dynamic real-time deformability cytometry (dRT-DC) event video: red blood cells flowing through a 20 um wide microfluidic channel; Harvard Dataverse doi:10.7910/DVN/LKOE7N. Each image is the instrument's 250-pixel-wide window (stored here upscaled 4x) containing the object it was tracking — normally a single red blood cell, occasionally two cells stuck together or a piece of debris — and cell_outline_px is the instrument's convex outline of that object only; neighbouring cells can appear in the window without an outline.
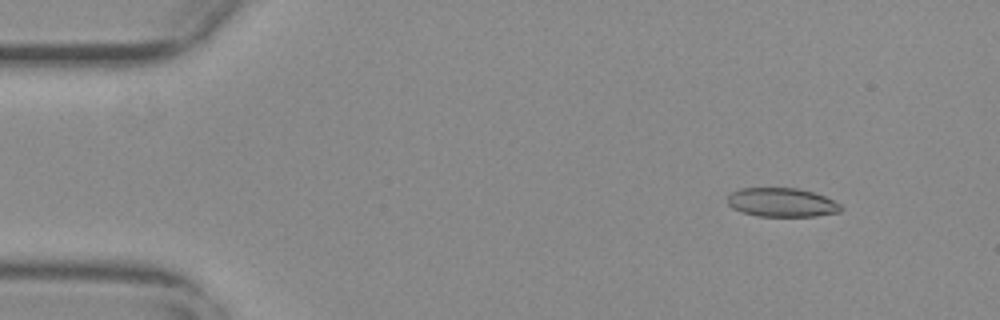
{"species": "common noctule bat (a hibernating species)", "species_latin": "Nyctalus noctula", "temperature_condition": "warm", "stored_images_in_passage": 55, "camera_frame_rate_fps": 3000, "um_per_image_px": 0.085, "animal": {"sex": "female", "body_mass_g": 29.2, "forearm_length_mm": 56.3}, "frame": {"image": 1, "passage_image": 6, "time_ms": 1.667, "image_size_px": [1000, 320], "cell_outline_px": [[840, 212], [816, 216], [756, 216], [740, 212], [732, 208], [728, 204], [728, 196], [732, 192], [740, 188], [796, 188], [812, 192], [824, 196], [840, 204]], "centroid_in_image_um": [66.41, 17.21], "position_along_channel_um": 18.6, "area_um2": 19.02}}
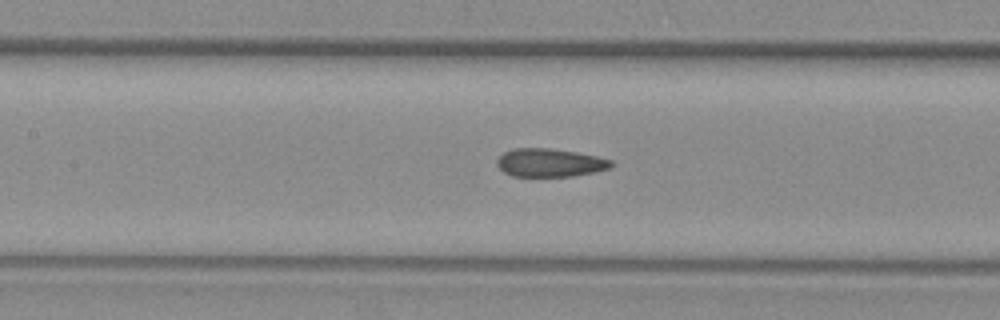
{"frame": {"image": 2, "passage_image": 25, "time_ms": 8.0, "image_size_px": [1000, 320], "cell_outline_px": [[612, 168], [596, 172], [572, 176], [512, 176], [504, 172], [496, 164], [496, 160], [504, 152], [512, 148], [552, 148], [576, 152], [596, 156], [612, 160]], "centroid_in_image_um": [46.74, 13.82], "position_along_channel_um": 160.7, "area_um2": 18.9}}
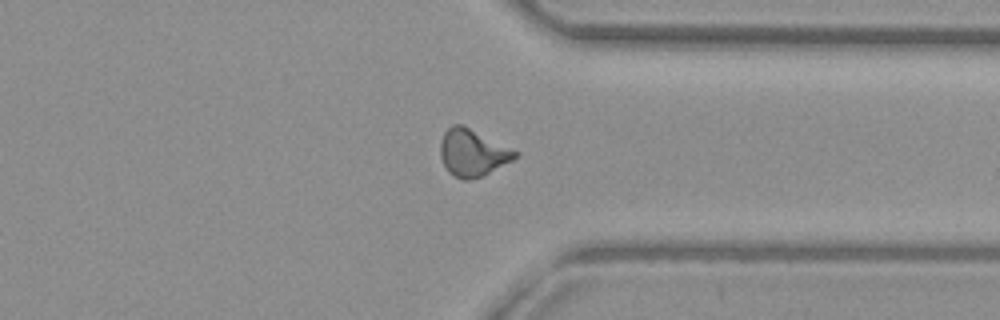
{"frame": {"image": 3, "passage_image": 42, "time_ms": 13.667, "image_size_px": [1000, 320], "cell_outline_px": [[520, 152], [512, 160], [484, 176], [468, 180], [464, 180], [452, 176], [448, 172], [440, 156], [440, 144], [444, 132], [452, 124], [464, 124]], "centroid_in_image_um": [40.16, 12.98], "position_along_channel_um": 371.2, "area_um2": 20.75}, "authors_computed_cell_mechanics": {"area_um2": 19.7098, "velocity_mm_per_s": 3.7612, "shape_relaxation_time_tau1_ms": null, "shape_relaxation_time_tau2_ms": 1.3245, "deformation_change_tau1": null, "deformation_change_tau2": 0.0783}}